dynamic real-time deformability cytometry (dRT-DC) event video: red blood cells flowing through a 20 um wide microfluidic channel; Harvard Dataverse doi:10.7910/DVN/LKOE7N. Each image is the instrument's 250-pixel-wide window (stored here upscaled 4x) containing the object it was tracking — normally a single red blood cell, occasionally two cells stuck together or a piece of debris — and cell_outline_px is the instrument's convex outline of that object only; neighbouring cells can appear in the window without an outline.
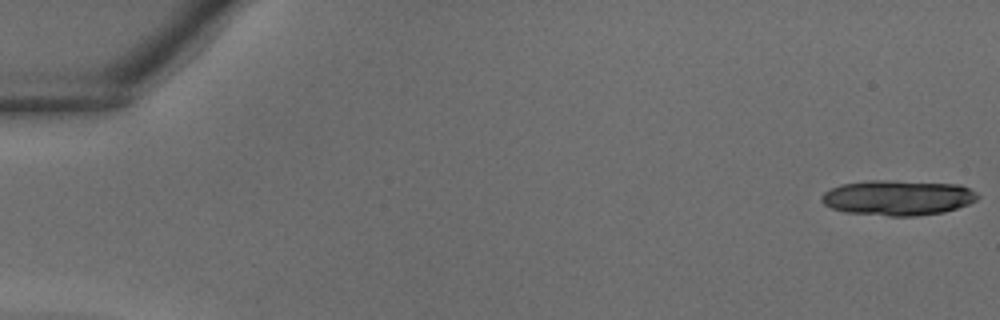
{"species": "common noctule bat (a hibernating species)", "species_latin": "Nyctalus noctula", "temperature_condition": "warm", "stored_images_in_passage": 9, "camera_frame_rate_fps": 3000, "um_per_image_px": 0.085, "animal": {"sex": "male", "body_mass_g": 18.8}, "frame": {"image": 1, "passage_image": 1, "time_ms": 0.0, "image_size_px": [1000, 320], "cell_outline_px": [[980, 196], [976, 200], [968, 204], [944, 212], [916, 216], [888, 216], [844, 212], [832, 208], [824, 204], [820, 200], [820, 196], [824, 192], [840, 184], [872, 180], [884, 180], [960, 184], [976, 192]], "centroid_in_image_um": [76.3, 16.81], "position_along_channel_um": 8.7, "area_um2": 32.14}}